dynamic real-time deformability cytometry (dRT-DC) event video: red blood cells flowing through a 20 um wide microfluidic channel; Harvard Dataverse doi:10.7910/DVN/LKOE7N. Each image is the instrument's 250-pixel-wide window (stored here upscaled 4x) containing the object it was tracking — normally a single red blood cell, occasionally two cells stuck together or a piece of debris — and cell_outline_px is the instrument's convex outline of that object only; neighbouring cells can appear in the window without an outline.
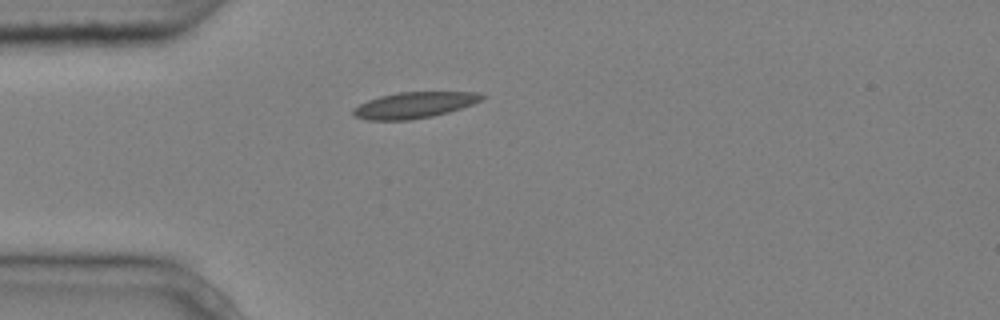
{"species": "common noctule bat (a hibernating species)", "species_latin": "Nyctalus noctula", "temperature_condition": "cold", "stored_images_in_passage": 1, "camera_frame_rate_fps": 3000, "um_per_image_px": 0.085, "animal": {"sex": "male", "body_mass_g": 20.4}, "frame": {"image": 1, "passage_image": 1, "time_ms": 0.0, "image_size_px": [1000, 320], "cell_outline_px": [[488, 96], [472, 104], [448, 112], [432, 116], [408, 120], [368, 120], [352, 116], [352, 108], [368, 100], [380, 96], [396, 92], [476, 92]], "centroid_in_image_um": [35.17, 8.93], "position_along_channel_um": 49.8, "area_um2": 19.54}}